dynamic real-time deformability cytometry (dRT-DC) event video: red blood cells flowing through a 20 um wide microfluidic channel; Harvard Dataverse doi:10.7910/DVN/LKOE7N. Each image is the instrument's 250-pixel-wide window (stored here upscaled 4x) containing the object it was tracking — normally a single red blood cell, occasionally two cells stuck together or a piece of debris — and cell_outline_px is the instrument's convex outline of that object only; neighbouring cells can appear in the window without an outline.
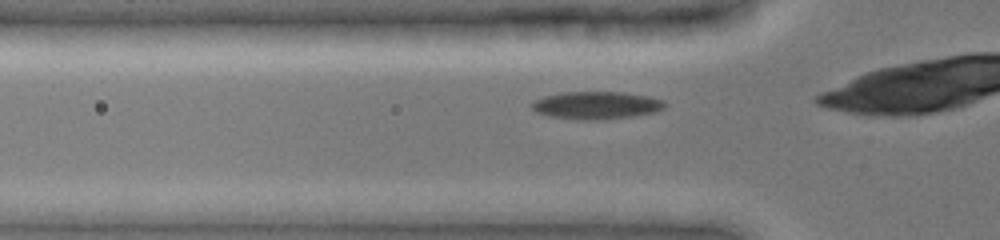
{"species": "common noctule bat (a hibernating species)", "species_latin": "Nyctalus noctula", "temperature_condition": "cold", "stored_images_in_passage": 32, "camera_frame_rate_fps": 3000, "um_per_image_px": 0.085, "animal": {"sex": "female", "body_mass_g": 19.0, "forearm_length_mm": 51.5}, "frame": {"image": 1, "passage_image": 6, "time_ms": 1.667, "image_size_px": [1000, 240], "cell_outline_px": [[668, 104], [664, 108], [656, 112], [632, 116], [596, 120], [576, 120], [548, 116], [536, 112], [532, 108], [532, 104], [536, 100], [544, 96], [560, 92], [624, 92], [648, 96], [664, 100]], "centroid_in_image_um": [50.71, 8.95], "position_along_channel_um": 75.1, "area_um2": 21.56}}
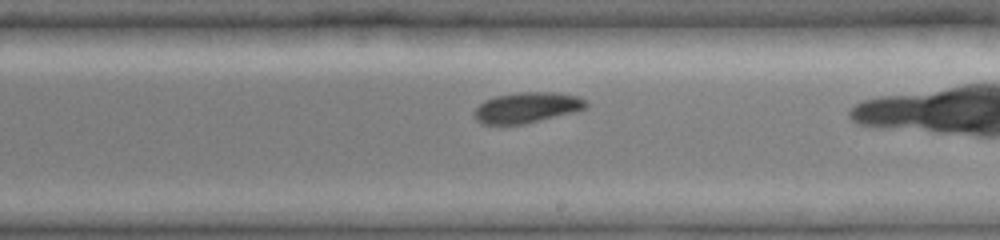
{"frame": {"image": 2, "passage_image": 19, "time_ms": 6.0, "image_size_px": [1000, 240], "cell_outline_px": [[588, 104], [584, 108], [576, 112], [524, 124], [480, 124], [472, 116], [472, 112], [484, 100], [496, 96], [520, 92], [552, 92], [576, 96], [584, 100]], "centroid_in_image_um": [44.73, 9.15], "position_along_channel_um": 244.3, "area_um2": 19.94}}
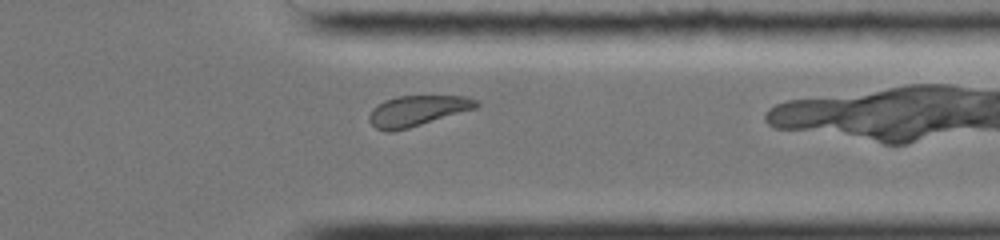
{"frame": {"image": 3, "passage_image": 29, "time_ms": 9.333, "image_size_px": [1000, 240], "cell_outline_px": [[480, 104], [476, 108], [408, 128], [392, 132], [388, 132], [376, 128], [368, 120], [368, 116], [372, 108], [384, 100], [396, 96], [468, 96], [476, 100]], "centroid_in_image_um": [35.44, 9.41], "position_along_channel_um": 376.0, "area_um2": 19.02}}